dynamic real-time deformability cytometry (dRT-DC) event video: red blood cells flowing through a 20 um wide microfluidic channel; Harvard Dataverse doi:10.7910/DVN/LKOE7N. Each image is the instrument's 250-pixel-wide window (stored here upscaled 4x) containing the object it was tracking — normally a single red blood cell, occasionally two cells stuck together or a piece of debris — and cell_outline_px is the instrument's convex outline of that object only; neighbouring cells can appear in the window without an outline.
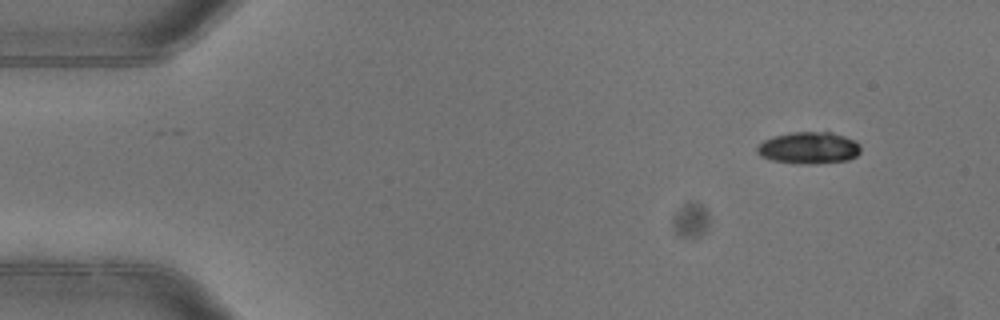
{"species": "common noctule bat (a hibernating species)", "species_latin": "Nyctalus noctula", "temperature_condition": "warm", "stored_images_in_passage": 4, "camera_frame_rate_fps": 3000, "um_per_image_px": 0.085, "animal": {"sex": "female"}, "frame": {"image": 1, "passage_image": 1, "time_ms": 0.0, "image_size_px": [1000, 320], "cell_outline_px": [[860, 152], [856, 156], [848, 160], [808, 164], [796, 164], [772, 160], [760, 156], [756, 152], [756, 148], [764, 140], [772, 136], [792, 132], [832, 132], [856, 140], [860, 144]], "centroid_in_image_um": [68.75, 12.57], "position_along_channel_um": 16.3, "area_um2": 19.36}}
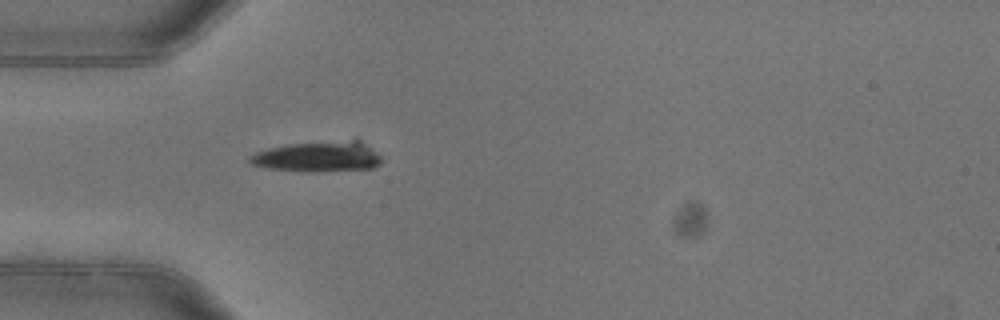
{"frame": {"image": 2, "passage_image": 4, "time_ms": 1.0, "image_size_px": [1000, 320], "cell_outline_px": [[380, 164], [372, 168], [272, 168], [252, 164], [248, 160], [248, 156], [256, 152], [268, 148], [288, 144], [356, 136], [376, 152], [380, 156]], "centroid_in_image_um": [27.1, 13.18], "position_along_channel_um": 57.9, "area_um2": 22.6}}